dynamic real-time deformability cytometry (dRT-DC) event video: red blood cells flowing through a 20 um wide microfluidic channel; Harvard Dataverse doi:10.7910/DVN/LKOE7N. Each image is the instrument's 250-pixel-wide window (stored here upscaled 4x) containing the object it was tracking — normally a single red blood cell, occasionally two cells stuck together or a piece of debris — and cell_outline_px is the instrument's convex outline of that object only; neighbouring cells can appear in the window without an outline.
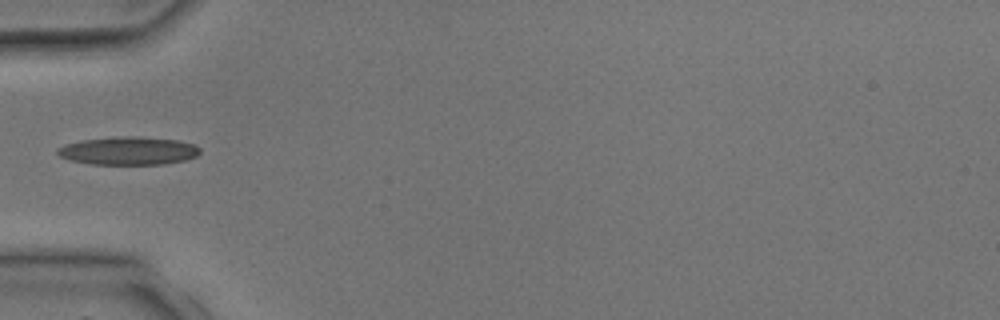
{"species": "common noctule bat (a hibernating species)", "species_latin": "Nyctalus noctula", "temperature_condition": "room temperature", "stored_images_in_passage": 3, "camera_frame_rate_fps": 3000, "um_per_image_px": 0.085, "animal": {"sex": "male", "body_mass_g": 17.9, "forearm_length_mm": 54.2}, "frame": {"image": 1, "passage_image": 3, "time_ms": 2.333, "image_size_px": [1000, 320], "cell_outline_px": [[200, 152], [196, 156], [184, 160], [164, 164], [92, 164], [72, 160], [60, 156], [56, 152], [56, 148], [64, 144], [84, 140], [124, 136], [136, 136], [176, 140], [196, 144], [200, 148]], "centroid_in_image_um": [10.93, 12.81], "position_along_channel_um": 74.1, "area_um2": 23.18}}